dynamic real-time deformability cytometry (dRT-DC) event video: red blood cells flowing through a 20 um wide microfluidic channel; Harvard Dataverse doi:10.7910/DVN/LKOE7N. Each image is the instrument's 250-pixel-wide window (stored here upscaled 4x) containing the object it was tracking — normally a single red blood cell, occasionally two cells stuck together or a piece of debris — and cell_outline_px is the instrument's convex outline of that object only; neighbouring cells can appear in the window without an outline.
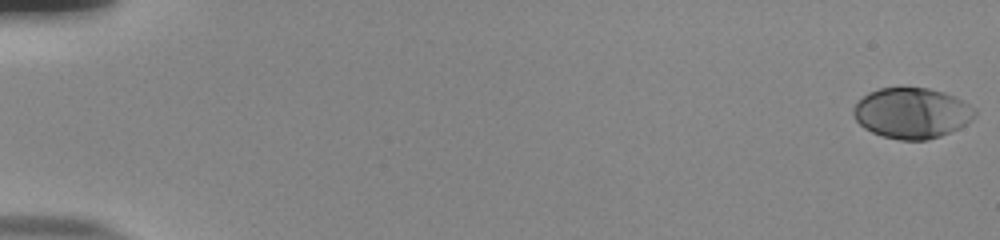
{"species": "human", "species_latin": "Homo sapiens", "temperature_condition": "room temperature", "stored_images_in_passage": 13, "camera_frame_rate_fps": 3000, "um_per_image_px": 0.085, "donor": {"sex": "male"}, "frame": {"image": 1, "passage_image": 1, "time_ms": 0.0, "image_size_px": [1000, 240], "cell_outline_px": [[976, 116], [964, 124], [940, 136], [928, 140], [900, 140], [884, 136], [872, 132], [864, 128], [856, 120], [852, 112], [852, 108], [868, 92], [880, 88], [928, 88], [944, 92], [976, 108]], "centroid_in_image_um": [77.48, 9.61], "position_along_channel_um": 7.5, "area_um2": 35.43}}